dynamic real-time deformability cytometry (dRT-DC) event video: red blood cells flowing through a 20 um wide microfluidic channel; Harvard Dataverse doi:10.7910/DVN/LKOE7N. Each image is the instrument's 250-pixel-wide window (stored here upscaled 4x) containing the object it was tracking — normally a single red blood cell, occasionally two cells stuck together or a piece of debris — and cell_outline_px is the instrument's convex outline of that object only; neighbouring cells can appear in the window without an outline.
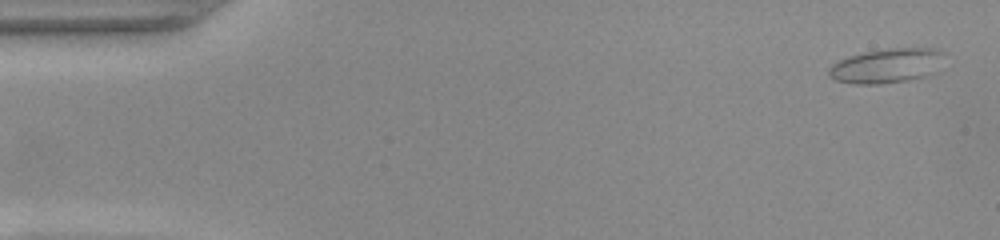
{"species": "common noctule bat (a hibernating species)", "species_latin": "Nyctalus noctula", "temperature_condition": "warm", "stored_images_in_passage": 52, "camera_frame_rate_fps": 3000, "um_per_image_px": 0.085, "animal": {"sex": "female", "body_mass_g": 22.0, "forearm_length_mm": 56.7}, "frame": {"image": 1, "passage_image": 2, "time_ms": 0.333, "image_size_px": [1000, 240], "cell_outline_px": [[944, 52], [928, 76], [880, 84], [856, 84], [836, 80], [828, 76], [828, 68], [832, 64], [848, 56], [864, 52], [888, 48], [936, 48]], "centroid_in_image_um": [75.27, 5.58], "position_along_channel_um": 9.7, "area_um2": 22.77}}
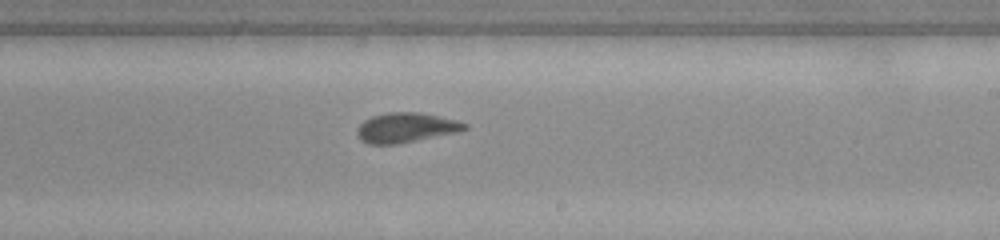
{"frame": {"image": 2, "passage_image": 31, "time_ms": 10.0, "image_size_px": [1000, 240], "cell_outline_px": [[468, 128], [456, 132], [396, 144], [368, 144], [360, 140], [356, 132], [360, 124], [364, 120], [372, 116], [388, 112], [420, 112], [440, 116], [456, 120], [468, 124]], "centroid_in_image_um": [34.48, 10.84], "position_along_channel_um": 254.5, "area_um2": 18.55}}
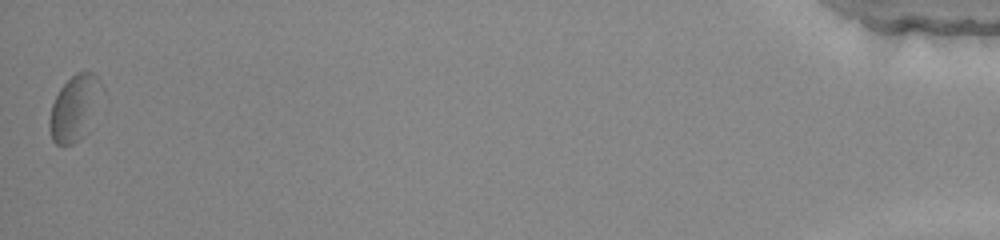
{"frame": {"image": 3, "passage_image": 52, "time_ms": 17.0, "image_size_px": [1000, 240], "cell_outline_px": [[104, 92], [80, 136], [72, 144], [56, 144], [52, 140], [48, 124], [48, 120], [52, 104], [60, 88], [76, 72], [92, 72], [100, 80], [104, 88]], "centroid_in_image_um": [6.31, 9.1], "position_along_channel_um": 428.9, "area_um2": 19.25}, "authors_computed_cell_mechanics": {"area_um2": 18.6694, "velocity_mm_per_s": 3.8832, "shape_relaxation_time_tau1_ms": 5.613, "shape_relaxation_time_tau2_ms": 3.4398, "deformation_change_tau1": 0.16, "deformation_change_tau2": 0.1043}}